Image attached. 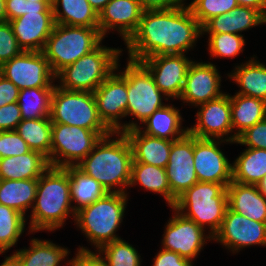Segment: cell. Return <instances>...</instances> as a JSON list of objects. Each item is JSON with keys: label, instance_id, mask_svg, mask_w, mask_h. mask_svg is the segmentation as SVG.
Wrapping results in <instances>:
<instances>
[{"label": "cell", "instance_id": "cell-44", "mask_svg": "<svg viewBox=\"0 0 266 266\" xmlns=\"http://www.w3.org/2000/svg\"><path fill=\"white\" fill-rule=\"evenodd\" d=\"M22 116L17 102L0 107V131L16 130Z\"/></svg>", "mask_w": 266, "mask_h": 266}, {"label": "cell", "instance_id": "cell-29", "mask_svg": "<svg viewBox=\"0 0 266 266\" xmlns=\"http://www.w3.org/2000/svg\"><path fill=\"white\" fill-rule=\"evenodd\" d=\"M266 175V149L247 148L232 165V181L258 185Z\"/></svg>", "mask_w": 266, "mask_h": 266}, {"label": "cell", "instance_id": "cell-50", "mask_svg": "<svg viewBox=\"0 0 266 266\" xmlns=\"http://www.w3.org/2000/svg\"><path fill=\"white\" fill-rule=\"evenodd\" d=\"M53 1H28L26 0V12L53 11Z\"/></svg>", "mask_w": 266, "mask_h": 266}, {"label": "cell", "instance_id": "cell-6", "mask_svg": "<svg viewBox=\"0 0 266 266\" xmlns=\"http://www.w3.org/2000/svg\"><path fill=\"white\" fill-rule=\"evenodd\" d=\"M102 39L99 27L55 24L42 52L56 75L64 67L94 50Z\"/></svg>", "mask_w": 266, "mask_h": 266}, {"label": "cell", "instance_id": "cell-18", "mask_svg": "<svg viewBox=\"0 0 266 266\" xmlns=\"http://www.w3.org/2000/svg\"><path fill=\"white\" fill-rule=\"evenodd\" d=\"M199 106L201 109L196 114V125L188 127V132L191 135L197 138L220 140L224 138V135L233 132L230 95L223 94L221 97Z\"/></svg>", "mask_w": 266, "mask_h": 266}, {"label": "cell", "instance_id": "cell-3", "mask_svg": "<svg viewBox=\"0 0 266 266\" xmlns=\"http://www.w3.org/2000/svg\"><path fill=\"white\" fill-rule=\"evenodd\" d=\"M69 174L64 168L49 167L39 178L30 230H55L75 212L71 206Z\"/></svg>", "mask_w": 266, "mask_h": 266}, {"label": "cell", "instance_id": "cell-46", "mask_svg": "<svg viewBox=\"0 0 266 266\" xmlns=\"http://www.w3.org/2000/svg\"><path fill=\"white\" fill-rule=\"evenodd\" d=\"M153 266H192V262L178 253L162 249L155 257Z\"/></svg>", "mask_w": 266, "mask_h": 266}, {"label": "cell", "instance_id": "cell-48", "mask_svg": "<svg viewBox=\"0 0 266 266\" xmlns=\"http://www.w3.org/2000/svg\"><path fill=\"white\" fill-rule=\"evenodd\" d=\"M141 8L146 10H168L183 7V0H138Z\"/></svg>", "mask_w": 266, "mask_h": 266}, {"label": "cell", "instance_id": "cell-20", "mask_svg": "<svg viewBox=\"0 0 266 266\" xmlns=\"http://www.w3.org/2000/svg\"><path fill=\"white\" fill-rule=\"evenodd\" d=\"M23 51H42L55 26L53 11H32L10 20Z\"/></svg>", "mask_w": 266, "mask_h": 266}, {"label": "cell", "instance_id": "cell-37", "mask_svg": "<svg viewBox=\"0 0 266 266\" xmlns=\"http://www.w3.org/2000/svg\"><path fill=\"white\" fill-rule=\"evenodd\" d=\"M25 216L0 204V254L16 244L25 229Z\"/></svg>", "mask_w": 266, "mask_h": 266}, {"label": "cell", "instance_id": "cell-14", "mask_svg": "<svg viewBox=\"0 0 266 266\" xmlns=\"http://www.w3.org/2000/svg\"><path fill=\"white\" fill-rule=\"evenodd\" d=\"M203 139L194 136V169L198 181L220 183L226 187L232 182V164L218 145L228 139Z\"/></svg>", "mask_w": 266, "mask_h": 266}, {"label": "cell", "instance_id": "cell-23", "mask_svg": "<svg viewBox=\"0 0 266 266\" xmlns=\"http://www.w3.org/2000/svg\"><path fill=\"white\" fill-rule=\"evenodd\" d=\"M228 208L251 220L266 223V197L258 185H244L232 181L227 186Z\"/></svg>", "mask_w": 266, "mask_h": 266}, {"label": "cell", "instance_id": "cell-42", "mask_svg": "<svg viewBox=\"0 0 266 266\" xmlns=\"http://www.w3.org/2000/svg\"><path fill=\"white\" fill-rule=\"evenodd\" d=\"M30 151V147L16 130L1 131V158L23 155Z\"/></svg>", "mask_w": 266, "mask_h": 266}, {"label": "cell", "instance_id": "cell-38", "mask_svg": "<svg viewBox=\"0 0 266 266\" xmlns=\"http://www.w3.org/2000/svg\"><path fill=\"white\" fill-rule=\"evenodd\" d=\"M98 252L105 255L108 266H140L141 263L138 251L122 239L103 245Z\"/></svg>", "mask_w": 266, "mask_h": 266}, {"label": "cell", "instance_id": "cell-28", "mask_svg": "<svg viewBox=\"0 0 266 266\" xmlns=\"http://www.w3.org/2000/svg\"><path fill=\"white\" fill-rule=\"evenodd\" d=\"M179 112L174 106L165 105L143 121L147 127L145 131L141 130V132L171 141L183 137L188 132V127L184 130L180 128L182 117Z\"/></svg>", "mask_w": 266, "mask_h": 266}, {"label": "cell", "instance_id": "cell-1", "mask_svg": "<svg viewBox=\"0 0 266 266\" xmlns=\"http://www.w3.org/2000/svg\"><path fill=\"white\" fill-rule=\"evenodd\" d=\"M202 35V27L189 7L143 11L136 32L126 42L129 60L184 54Z\"/></svg>", "mask_w": 266, "mask_h": 266}, {"label": "cell", "instance_id": "cell-31", "mask_svg": "<svg viewBox=\"0 0 266 266\" xmlns=\"http://www.w3.org/2000/svg\"><path fill=\"white\" fill-rule=\"evenodd\" d=\"M234 72V73H233ZM229 78L237 82L241 90L236 94L261 99L266 102V66L254 57L249 62L237 66Z\"/></svg>", "mask_w": 266, "mask_h": 266}, {"label": "cell", "instance_id": "cell-43", "mask_svg": "<svg viewBox=\"0 0 266 266\" xmlns=\"http://www.w3.org/2000/svg\"><path fill=\"white\" fill-rule=\"evenodd\" d=\"M247 148L266 149V118L241 133L236 142Z\"/></svg>", "mask_w": 266, "mask_h": 266}, {"label": "cell", "instance_id": "cell-47", "mask_svg": "<svg viewBox=\"0 0 266 266\" xmlns=\"http://www.w3.org/2000/svg\"><path fill=\"white\" fill-rule=\"evenodd\" d=\"M19 88L0 74V107L18 101Z\"/></svg>", "mask_w": 266, "mask_h": 266}, {"label": "cell", "instance_id": "cell-32", "mask_svg": "<svg viewBox=\"0 0 266 266\" xmlns=\"http://www.w3.org/2000/svg\"><path fill=\"white\" fill-rule=\"evenodd\" d=\"M64 169L69 174L71 201L78 203L77 206H73L75 213L108 193L99 182L77 166H68Z\"/></svg>", "mask_w": 266, "mask_h": 266}, {"label": "cell", "instance_id": "cell-24", "mask_svg": "<svg viewBox=\"0 0 266 266\" xmlns=\"http://www.w3.org/2000/svg\"><path fill=\"white\" fill-rule=\"evenodd\" d=\"M266 24V18L256 9L238 6L230 12L210 19L203 27L202 33L238 34L251 27Z\"/></svg>", "mask_w": 266, "mask_h": 266}, {"label": "cell", "instance_id": "cell-21", "mask_svg": "<svg viewBox=\"0 0 266 266\" xmlns=\"http://www.w3.org/2000/svg\"><path fill=\"white\" fill-rule=\"evenodd\" d=\"M143 11L138 0H110L98 15L100 34L104 38L109 29H117L126 43L136 32Z\"/></svg>", "mask_w": 266, "mask_h": 266}, {"label": "cell", "instance_id": "cell-26", "mask_svg": "<svg viewBox=\"0 0 266 266\" xmlns=\"http://www.w3.org/2000/svg\"><path fill=\"white\" fill-rule=\"evenodd\" d=\"M230 101L232 129L236 128L238 132L230 136L228 142L234 143L247 128L266 118V102L240 94L230 96Z\"/></svg>", "mask_w": 266, "mask_h": 266}, {"label": "cell", "instance_id": "cell-16", "mask_svg": "<svg viewBox=\"0 0 266 266\" xmlns=\"http://www.w3.org/2000/svg\"><path fill=\"white\" fill-rule=\"evenodd\" d=\"M176 212L169 219L162 240L163 249L178 253L181 257L192 262L205 244V240L213 238L210 234L204 235V228L197 225L193 220L185 218L173 207ZM205 236V237H204Z\"/></svg>", "mask_w": 266, "mask_h": 266}, {"label": "cell", "instance_id": "cell-5", "mask_svg": "<svg viewBox=\"0 0 266 266\" xmlns=\"http://www.w3.org/2000/svg\"><path fill=\"white\" fill-rule=\"evenodd\" d=\"M127 199V193H107L76 212V224L98 250L121 239L115 233L123 221Z\"/></svg>", "mask_w": 266, "mask_h": 266}, {"label": "cell", "instance_id": "cell-55", "mask_svg": "<svg viewBox=\"0 0 266 266\" xmlns=\"http://www.w3.org/2000/svg\"><path fill=\"white\" fill-rule=\"evenodd\" d=\"M260 192L266 197V175L262 181L258 184Z\"/></svg>", "mask_w": 266, "mask_h": 266}, {"label": "cell", "instance_id": "cell-2", "mask_svg": "<svg viewBox=\"0 0 266 266\" xmlns=\"http://www.w3.org/2000/svg\"><path fill=\"white\" fill-rule=\"evenodd\" d=\"M114 134L120 137L110 140ZM132 161V149L126 135L113 132L102 137L94 149L76 166L99 182L108 193H125L124 188L129 186L131 180ZM119 185L120 189L117 190L116 187Z\"/></svg>", "mask_w": 266, "mask_h": 266}, {"label": "cell", "instance_id": "cell-40", "mask_svg": "<svg viewBox=\"0 0 266 266\" xmlns=\"http://www.w3.org/2000/svg\"><path fill=\"white\" fill-rule=\"evenodd\" d=\"M209 51L211 57L232 58L242 52L245 40L241 34L209 33Z\"/></svg>", "mask_w": 266, "mask_h": 266}, {"label": "cell", "instance_id": "cell-41", "mask_svg": "<svg viewBox=\"0 0 266 266\" xmlns=\"http://www.w3.org/2000/svg\"><path fill=\"white\" fill-rule=\"evenodd\" d=\"M23 49L18 45L12 26L9 22L0 24V66L20 55Z\"/></svg>", "mask_w": 266, "mask_h": 266}, {"label": "cell", "instance_id": "cell-57", "mask_svg": "<svg viewBox=\"0 0 266 266\" xmlns=\"http://www.w3.org/2000/svg\"><path fill=\"white\" fill-rule=\"evenodd\" d=\"M0 150H1V131H0ZM0 159H1V152H0Z\"/></svg>", "mask_w": 266, "mask_h": 266}, {"label": "cell", "instance_id": "cell-9", "mask_svg": "<svg viewBox=\"0 0 266 266\" xmlns=\"http://www.w3.org/2000/svg\"><path fill=\"white\" fill-rule=\"evenodd\" d=\"M112 133L52 123L50 167L65 168L78 165L102 137Z\"/></svg>", "mask_w": 266, "mask_h": 266}, {"label": "cell", "instance_id": "cell-13", "mask_svg": "<svg viewBox=\"0 0 266 266\" xmlns=\"http://www.w3.org/2000/svg\"><path fill=\"white\" fill-rule=\"evenodd\" d=\"M98 114L112 132L123 133V125L118 119L126 116L127 78L114 71L93 92Z\"/></svg>", "mask_w": 266, "mask_h": 266}, {"label": "cell", "instance_id": "cell-10", "mask_svg": "<svg viewBox=\"0 0 266 266\" xmlns=\"http://www.w3.org/2000/svg\"><path fill=\"white\" fill-rule=\"evenodd\" d=\"M121 73L127 78L126 116L133 115L143 123L154 111L165 106L161 96L164 94L158 89L153 77L140 62L128 59L127 66Z\"/></svg>", "mask_w": 266, "mask_h": 266}, {"label": "cell", "instance_id": "cell-22", "mask_svg": "<svg viewBox=\"0 0 266 266\" xmlns=\"http://www.w3.org/2000/svg\"><path fill=\"white\" fill-rule=\"evenodd\" d=\"M123 133L131 145L132 163H145L161 168L167 166L173 141L149 136L141 132L140 126L133 121L123 124Z\"/></svg>", "mask_w": 266, "mask_h": 266}, {"label": "cell", "instance_id": "cell-49", "mask_svg": "<svg viewBox=\"0 0 266 266\" xmlns=\"http://www.w3.org/2000/svg\"><path fill=\"white\" fill-rule=\"evenodd\" d=\"M7 22L26 14V0H5Z\"/></svg>", "mask_w": 266, "mask_h": 266}, {"label": "cell", "instance_id": "cell-4", "mask_svg": "<svg viewBox=\"0 0 266 266\" xmlns=\"http://www.w3.org/2000/svg\"><path fill=\"white\" fill-rule=\"evenodd\" d=\"M173 208L202 228L208 224L213 237L220 229L228 208L227 187L198 181L177 198Z\"/></svg>", "mask_w": 266, "mask_h": 266}, {"label": "cell", "instance_id": "cell-27", "mask_svg": "<svg viewBox=\"0 0 266 266\" xmlns=\"http://www.w3.org/2000/svg\"><path fill=\"white\" fill-rule=\"evenodd\" d=\"M52 8L56 24L98 27V14L87 0H53Z\"/></svg>", "mask_w": 266, "mask_h": 266}, {"label": "cell", "instance_id": "cell-7", "mask_svg": "<svg viewBox=\"0 0 266 266\" xmlns=\"http://www.w3.org/2000/svg\"><path fill=\"white\" fill-rule=\"evenodd\" d=\"M122 50L100 44L73 64L60 70L55 78H60L58 86L69 91H89L96 88L116 69Z\"/></svg>", "mask_w": 266, "mask_h": 266}, {"label": "cell", "instance_id": "cell-25", "mask_svg": "<svg viewBox=\"0 0 266 266\" xmlns=\"http://www.w3.org/2000/svg\"><path fill=\"white\" fill-rule=\"evenodd\" d=\"M47 158L40 152H30L0 159V179H38L48 168Z\"/></svg>", "mask_w": 266, "mask_h": 266}, {"label": "cell", "instance_id": "cell-52", "mask_svg": "<svg viewBox=\"0 0 266 266\" xmlns=\"http://www.w3.org/2000/svg\"><path fill=\"white\" fill-rule=\"evenodd\" d=\"M0 266H22L19 256L14 252L1 263Z\"/></svg>", "mask_w": 266, "mask_h": 266}, {"label": "cell", "instance_id": "cell-30", "mask_svg": "<svg viewBox=\"0 0 266 266\" xmlns=\"http://www.w3.org/2000/svg\"><path fill=\"white\" fill-rule=\"evenodd\" d=\"M38 188V179H0V204L11 207L25 216L33 207Z\"/></svg>", "mask_w": 266, "mask_h": 266}, {"label": "cell", "instance_id": "cell-8", "mask_svg": "<svg viewBox=\"0 0 266 266\" xmlns=\"http://www.w3.org/2000/svg\"><path fill=\"white\" fill-rule=\"evenodd\" d=\"M50 119L52 123L92 131H111L99 117L94 94L89 91H69L56 85L51 98Z\"/></svg>", "mask_w": 266, "mask_h": 266}, {"label": "cell", "instance_id": "cell-51", "mask_svg": "<svg viewBox=\"0 0 266 266\" xmlns=\"http://www.w3.org/2000/svg\"><path fill=\"white\" fill-rule=\"evenodd\" d=\"M237 3L258 10L266 18V0H237Z\"/></svg>", "mask_w": 266, "mask_h": 266}, {"label": "cell", "instance_id": "cell-56", "mask_svg": "<svg viewBox=\"0 0 266 266\" xmlns=\"http://www.w3.org/2000/svg\"><path fill=\"white\" fill-rule=\"evenodd\" d=\"M28 1H36V2H39V1H53V0H28Z\"/></svg>", "mask_w": 266, "mask_h": 266}, {"label": "cell", "instance_id": "cell-39", "mask_svg": "<svg viewBox=\"0 0 266 266\" xmlns=\"http://www.w3.org/2000/svg\"><path fill=\"white\" fill-rule=\"evenodd\" d=\"M187 6L203 27L213 17L228 13L239 4L237 0H193Z\"/></svg>", "mask_w": 266, "mask_h": 266}, {"label": "cell", "instance_id": "cell-33", "mask_svg": "<svg viewBox=\"0 0 266 266\" xmlns=\"http://www.w3.org/2000/svg\"><path fill=\"white\" fill-rule=\"evenodd\" d=\"M16 132L31 150L44 155L50 166L52 122L50 117L40 119H22Z\"/></svg>", "mask_w": 266, "mask_h": 266}, {"label": "cell", "instance_id": "cell-11", "mask_svg": "<svg viewBox=\"0 0 266 266\" xmlns=\"http://www.w3.org/2000/svg\"><path fill=\"white\" fill-rule=\"evenodd\" d=\"M0 74L19 90L27 88H55L53 73L42 51H23L0 66ZM53 79V80H52Z\"/></svg>", "mask_w": 266, "mask_h": 266}, {"label": "cell", "instance_id": "cell-35", "mask_svg": "<svg viewBox=\"0 0 266 266\" xmlns=\"http://www.w3.org/2000/svg\"><path fill=\"white\" fill-rule=\"evenodd\" d=\"M137 182L147 190L163 195L171 207V190L165 168L145 163H132L129 187Z\"/></svg>", "mask_w": 266, "mask_h": 266}, {"label": "cell", "instance_id": "cell-53", "mask_svg": "<svg viewBox=\"0 0 266 266\" xmlns=\"http://www.w3.org/2000/svg\"><path fill=\"white\" fill-rule=\"evenodd\" d=\"M92 8L97 12L99 15L100 12L104 9V7L108 4L110 0H87Z\"/></svg>", "mask_w": 266, "mask_h": 266}, {"label": "cell", "instance_id": "cell-12", "mask_svg": "<svg viewBox=\"0 0 266 266\" xmlns=\"http://www.w3.org/2000/svg\"><path fill=\"white\" fill-rule=\"evenodd\" d=\"M193 155L194 136L189 132L173 141L165 167L171 190V208L181 194L198 182Z\"/></svg>", "mask_w": 266, "mask_h": 266}, {"label": "cell", "instance_id": "cell-45", "mask_svg": "<svg viewBox=\"0 0 266 266\" xmlns=\"http://www.w3.org/2000/svg\"><path fill=\"white\" fill-rule=\"evenodd\" d=\"M70 266H108L107 261L99 254L85 247L78 250L75 258L69 261Z\"/></svg>", "mask_w": 266, "mask_h": 266}, {"label": "cell", "instance_id": "cell-34", "mask_svg": "<svg viewBox=\"0 0 266 266\" xmlns=\"http://www.w3.org/2000/svg\"><path fill=\"white\" fill-rule=\"evenodd\" d=\"M69 251L67 248L60 247L48 240H31L29 249L16 251L22 266H59Z\"/></svg>", "mask_w": 266, "mask_h": 266}, {"label": "cell", "instance_id": "cell-19", "mask_svg": "<svg viewBox=\"0 0 266 266\" xmlns=\"http://www.w3.org/2000/svg\"><path fill=\"white\" fill-rule=\"evenodd\" d=\"M220 82L221 76L215 65L192 61L179 99L194 106L217 99L225 94L220 92Z\"/></svg>", "mask_w": 266, "mask_h": 266}, {"label": "cell", "instance_id": "cell-54", "mask_svg": "<svg viewBox=\"0 0 266 266\" xmlns=\"http://www.w3.org/2000/svg\"><path fill=\"white\" fill-rule=\"evenodd\" d=\"M7 22L5 0H0V24Z\"/></svg>", "mask_w": 266, "mask_h": 266}, {"label": "cell", "instance_id": "cell-17", "mask_svg": "<svg viewBox=\"0 0 266 266\" xmlns=\"http://www.w3.org/2000/svg\"><path fill=\"white\" fill-rule=\"evenodd\" d=\"M212 239L234 252L254 244L266 246V223L251 220L227 208L221 227Z\"/></svg>", "mask_w": 266, "mask_h": 266}, {"label": "cell", "instance_id": "cell-15", "mask_svg": "<svg viewBox=\"0 0 266 266\" xmlns=\"http://www.w3.org/2000/svg\"><path fill=\"white\" fill-rule=\"evenodd\" d=\"M140 63L149 71L164 96L179 99L192 60L185 54H169L151 56Z\"/></svg>", "mask_w": 266, "mask_h": 266}, {"label": "cell", "instance_id": "cell-36", "mask_svg": "<svg viewBox=\"0 0 266 266\" xmlns=\"http://www.w3.org/2000/svg\"><path fill=\"white\" fill-rule=\"evenodd\" d=\"M54 88H27L19 91L18 105L22 119L50 117Z\"/></svg>", "mask_w": 266, "mask_h": 266}]
</instances>
